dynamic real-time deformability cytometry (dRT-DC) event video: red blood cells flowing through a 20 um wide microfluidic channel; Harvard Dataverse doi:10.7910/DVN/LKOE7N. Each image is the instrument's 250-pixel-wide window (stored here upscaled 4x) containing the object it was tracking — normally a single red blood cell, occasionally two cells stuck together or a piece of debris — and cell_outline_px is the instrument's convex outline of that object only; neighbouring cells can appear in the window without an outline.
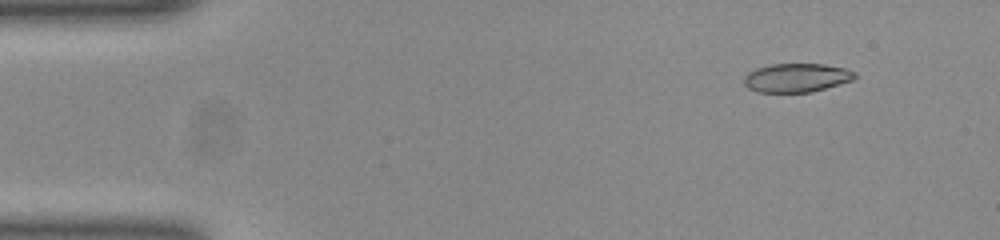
{"species": "common noctule bat (a hibernating species)", "species_latin": "Nyctalus noctula", "temperature_condition": "room temperature", "stored_images_in_passage": 50, "camera_frame_rate_fps": 3000, "um_per_image_px": 0.085, "animal": {"sex": "female", "body_mass_g": 23.0, "forearm_length_mm": 53.4}, "frame": {"image": 1, "passage_image": 3, "time_ms": 0.667, "image_size_px": [1000, 240], "cell_outline_px": [[856, 76], [852, 80], [812, 92], [756, 92], [748, 88], [744, 84], [744, 76], [748, 72], [756, 68], [772, 64], [824, 64], [844, 68], [856, 72]], "centroid_in_image_um": [67.68, 6.61], "position_along_channel_um": 17.3, "area_um2": 18.55}}
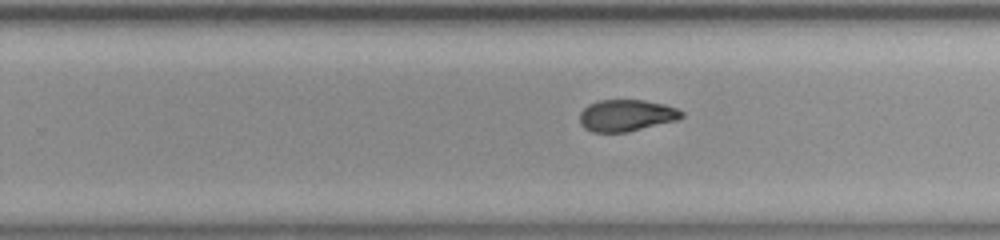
{"frame": {"image": 2, "passage_image": 30, "time_ms": 9.667, "image_size_px": [1000, 240], "cell_outline_px": [[684, 116], [680, 120], [628, 132], [592, 132], [584, 128], [580, 124], [580, 112], [588, 104], [600, 100], [644, 100], [664, 104], [676, 108], [684, 112]], "centroid_in_image_um": [53.27, 9.82], "position_along_channel_um": 276.5, "area_um2": 19.07}}
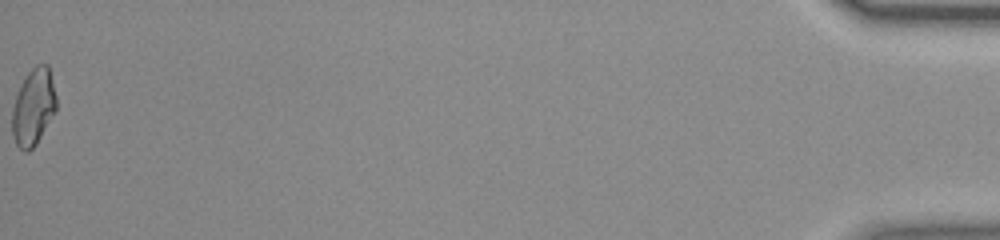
{"frame": {"image": 3, "passage_image": 50, "time_ms": 16.333, "image_size_px": [1000, 240], "cell_outline_px": [[56, 112], [36, 144], [28, 152], [24, 152], [16, 144], [12, 136], [12, 108], [16, 96], [28, 72], [36, 64], [48, 64], [56, 96]], "centroid_in_image_um": [2.84, 9.13], "position_along_channel_um": 432.4, "area_um2": 19.71}, "authors_computed_cell_mechanics": {"area_um2": 19.4208, "velocity_mm_per_s": 3.9318, "shape_relaxation_time_tau1_ms": null, "shape_relaxation_time_tau2_ms": 2.7642, "deformation_change_tau1": null, "deformation_change_tau2": 0.0737}}